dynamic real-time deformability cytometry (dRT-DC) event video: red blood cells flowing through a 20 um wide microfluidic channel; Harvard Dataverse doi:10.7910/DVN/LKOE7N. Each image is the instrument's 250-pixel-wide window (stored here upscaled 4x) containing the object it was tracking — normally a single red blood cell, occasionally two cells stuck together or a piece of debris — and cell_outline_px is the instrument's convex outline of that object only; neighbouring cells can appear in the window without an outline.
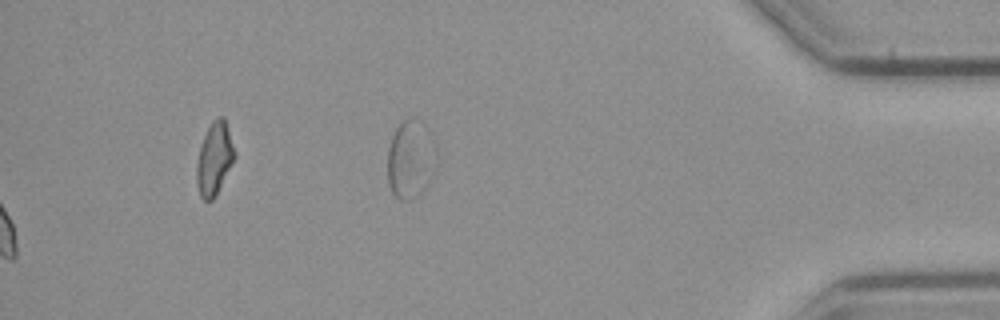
{"species": "common noctule bat (a hibernating species)", "species_latin": "Nyctalus noctula", "temperature_condition": "cold", "stored_images_in_passage": 40, "camera_frame_rate_fps": 3000, "um_per_image_px": 0.085, "animal": {"sex": "male", "body_mass_g": 23.1, "forearm_length_mm": 52.7}, "frame": {"image": 1, "passage_image": 40, "time_ms": 13.0, "image_size_px": [1000, 320], "cell_outline_px": [[436, 148], [420, 192], [416, 196], [408, 200], [400, 200], [392, 192], [388, 184], [388, 148], [392, 136], [396, 128], [408, 116], [412, 116], [420, 120], [428, 128]], "centroid_in_image_um": [34.81, 13.43], "position_along_channel_um": 400.4, "area_um2": 21.21}}